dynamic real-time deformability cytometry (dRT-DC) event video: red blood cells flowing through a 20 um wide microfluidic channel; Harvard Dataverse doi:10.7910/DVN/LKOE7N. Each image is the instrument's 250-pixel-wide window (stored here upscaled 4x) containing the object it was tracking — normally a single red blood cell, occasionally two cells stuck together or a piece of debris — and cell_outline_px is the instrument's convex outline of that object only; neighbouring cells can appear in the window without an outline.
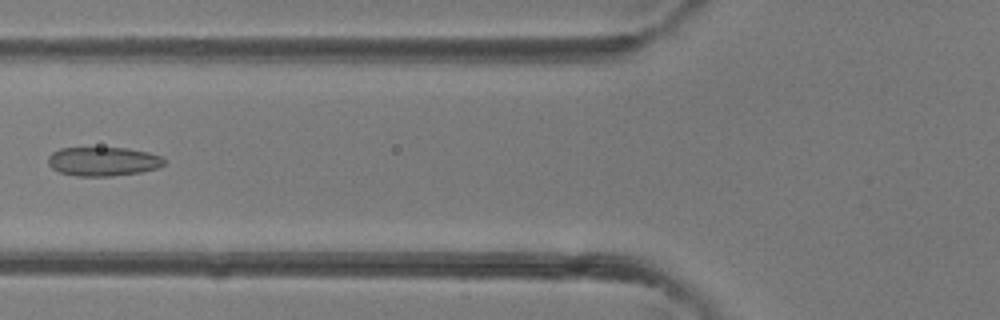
{"species": "common noctule bat (a hibernating species)", "species_latin": "Nyctalus noctula", "temperature_condition": "room temperature", "stored_images_in_passage": 30, "camera_frame_rate_fps": 3000, "um_per_image_px": 0.085, "animal": {"sex": "female"}, "frame": {"image": 1, "passage_image": 6, "time_ms": 1.667, "image_size_px": [1000, 320], "cell_outline_px": [[164, 164], [160, 168], [140, 172], [112, 176], [76, 176], [60, 172], [52, 168], [48, 164], [48, 156], [52, 152], [60, 148], [128, 148], [148, 152], [160, 156], [164, 160]], "centroid_in_image_um": [8.76, 13.72], "position_along_channel_um": 117.0, "area_um2": 19.65}}
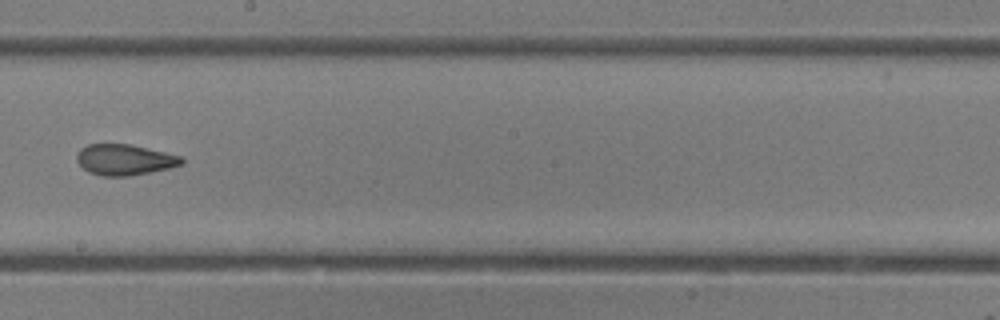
{"frame": {"image": 2, "passage_image": 13, "time_ms": 4.0, "image_size_px": [1000, 320], "cell_outline_px": [[184, 164], [168, 168], [128, 176], [100, 176], [88, 172], [76, 160], [76, 156], [80, 148], [88, 144], [128, 144], [164, 152], [180, 156], [184, 160]], "centroid_in_image_um": [10.56, 13.58], "position_along_channel_um": 237.6, "area_um2": 18.67}}
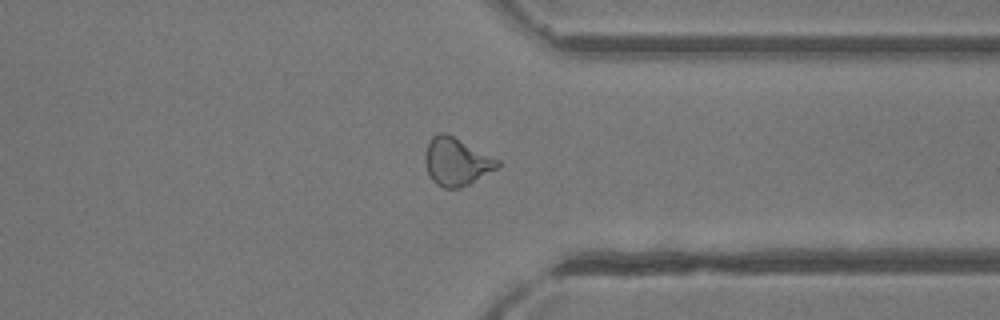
{"frame": {"image": 3, "passage_image": 21, "time_ms": 6.667, "image_size_px": [1000, 320], "cell_outline_px": [[500, 168], [460, 188], [444, 188], [436, 184], [432, 180], [428, 172], [424, 160], [424, 156], [428, 144], [432, 136], [440, 132], [444, 132], [500, 160]], "centroid_in_image_um": [38.81, 13.76], "position_along_channel_um": 372.6, "area_um2": 20.06}}